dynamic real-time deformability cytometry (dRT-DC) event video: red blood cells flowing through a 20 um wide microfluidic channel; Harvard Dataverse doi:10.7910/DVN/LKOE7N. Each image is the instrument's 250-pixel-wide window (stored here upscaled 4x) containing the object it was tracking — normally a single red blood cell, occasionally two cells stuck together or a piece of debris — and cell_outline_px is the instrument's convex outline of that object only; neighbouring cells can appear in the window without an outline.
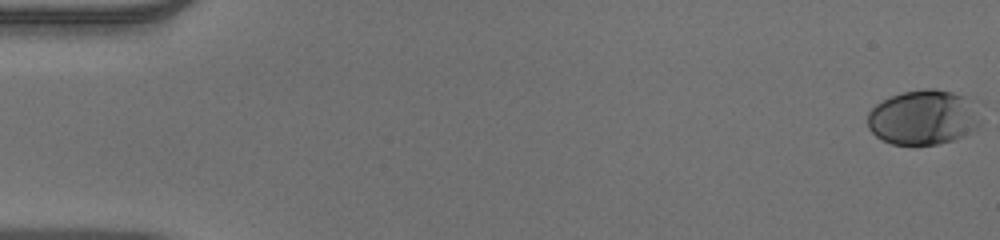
{"species": "human", "species_latin": "Homo sapiens", "temperature_condition": "warm", "stored_images_in_passage": 54, "camera_frame_rate_fps": 3000, "um_per_image_px": 0.085, "donor": {"sex": "male"}, "frame": {"image": 1, "passage_image": 1, "time_ms": 0.0, "image_size_px": [1000, 240], "cell_outline_px": [[984, 120], [976, 128], [952, 140], [936, 144], [892, 144], [876, 136], [868, 128], [868, 112], [876, 104], [892, 96], [904, 92], [924, 88], [936, 88], [952, 92], [964, 96], [980, 112]], "centroid_in_image_um": [78.49, 9.97], "position_along_channel_um": 6.5, "area_um2": 35.89}}
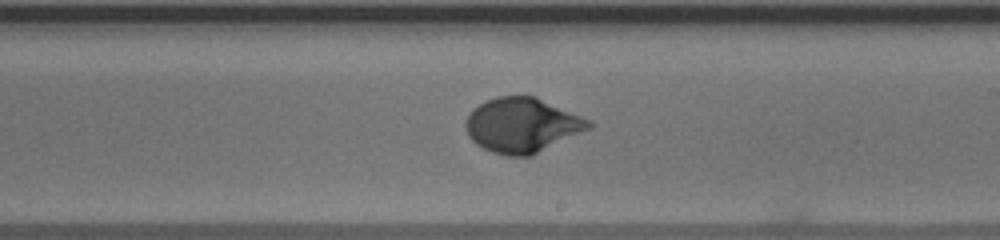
{"frame": {"image": 2, "passage_image": 32, "time_ms": 10.333, "image_size_px": [1000, 240], "cell_outline_px": [[596, 124], [592, 128], [532, 156], [508, 156], [492, 152], [476, 144], [468, 136], [464, 124], [468, 116], [480, 104], [496, 96], [536, 96], [580, 116]], "centroid_in_image_um": [44.4, 10.66], "position_along_channel_um": 244.6, "area_um2": 39.13}}
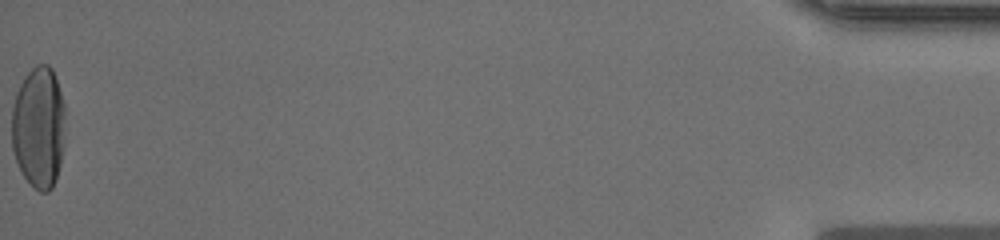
{"frame": {"image": 3, "passage_image": 54, "time_ms": 17.667, "image_size_px": [1000, 240], "cell_outline_px": [[64, 148], [56, 180], [52, 188], [48, 192], [40, 192], [24, 176], [16, 160], [12, 148], [12, 108], [16, 92], [24, 76], [36, 64], [48, 64], [52, 68], [64, 104]], "centroid_in_image_um": [3.29, 10.81], "position_along_channel_um": 431.9, "area_um2": 38.09}, "authors_computed_cell_mechanics": {"area_um2": 36.6452, "velocity_mm_per_s": 3.9012, "shape_relaxation_time_tau1_ms": 5.0673, "shape_relaxation_time_tau2_ms": null, "deformation_change_tau1": 0.2411, "deformation_change_tau2": null}}